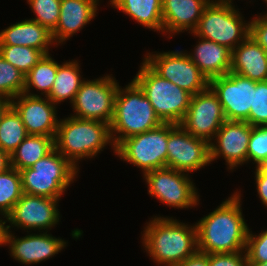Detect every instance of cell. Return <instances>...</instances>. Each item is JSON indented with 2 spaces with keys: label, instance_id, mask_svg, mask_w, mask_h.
Listing matches in <instances>:
<instances>
[{
  "label": "cell",
  "instance_id": "cell-1",
  "mask_svg": "<svg viewBox=\"0 0 267 266\" xmlns=\"http://www.w3.org/2000/svg\"><path fill=\"white\" fill-rule=\"evenodd\" d=\"M241 191L195 223L198 251L207 254L246 250L249 227L242 215Z\"/></svg>",
  "mask_w": 267,
  "mask_h": 266
},
{
  "label": "cell",
  "instance_id": "cell-2",
  "mask_svg": "<svg viewBox=\"0 0 267 266\" xmlns=\"http://www.w3.org/2000/svg\"><path fill=\"white\" fill-rule=\"evenodd\" d=\"M153 218L144 226L141 243L155 263L174 266L198 250L195 224L188 225L173 217Z\"/></svg>",
  "mask_w": 267,
  "mask_h": 266
},
{
  "label": "cell",
  "instance_id": "cell-3",
  "mask_svg": "<svg viewBox=\"0 0 267 266\" xmlns=\"http://www.w3.org/2000/svg\"><path fill=\"white\" fill-rule=\"evenodd\" d=\"M107 144L112 145L115 151L110 125L103 121L79 119L70 115L58 122L55 148L78 169L79 161L96 157Z\"/></svg>",
  "mask_w": 267,
  "mask_h": 266
},
{
  "label": "cell",
  "instance_id": "cell-4",
  "mask_svg": "<svg viewBox=\"0 0 267 266\" xmlns=\"http://www.w3.org/2000/svg\"><path fill=\"white\" fill-rule=\"evenodd\" d=\"M162 124L144 92L133 80L123 89L118 86L110 124L114 147L128 137L153 130Z\"/></svg>",
  "mask_w": 267,
  "mask_h": 266
},
{
  "label": "cell",
  "instance_id": "cell-5",
  "mask_svg": "<svg viewBox=\"0 0 267 266\" xmlns=\"http://www.w3.org/2000/svg\"><path fill=\"white\" fill-rule=\"evenodd\" d=\"M78 172L54 147L31 167L20 170L23 193L60 200Z\"/></svg>",
  "mask_w": 267,
  "mask_h": 266
},
{
  "label": "cell",
  "instance_id": "cell-6",
  "mask_svg": "<svg viewBox=\"0 0 267 266\" xmlns=\"http://www.w3.org/2000/svg\"><path fill=\"white\" fill-rule=\"evenodd\" d=\"M132 80L144 92L163 123H181L188 111L192 94L160 77L144 61Z\"/></svg>",
  "mask_w": 267,
  "mask_h": 266
},
{
  "label": "cell",
  "instance_id": "cell-7",
  "mask_svg": "<svg viewBox=\"0 0 267 266\" xmlns=\"http://www.w3.org/2000/svg\"><path fill=\"white\" fill-rule=\"evenodd\" d=\"M245 22L239 8L211 0L192 33L233 50L250 34V21Z\"/></svg>",
  "mask_w": 267,
  "mask_h": 266
},
{
  "label": "cell",
  "instance_id": "cell-8",
  "mask_svg": "<svg viewBox=\"0 0 267 266\" xmlns=\"http://www.w3.org/2000/svg\"><path fill=\"white\" fill-rule=\"evenodd\" d=\"M168 141V123L128 137L115 147V155L143 171L166 167Z\"/></svg>",
  "mask_w": 267,
  "mask_h": 266
},
{
  "label": "cell",
  "instance_id": "cell-9",
  "mask_svg": "<svg viewBox=\"0 0 267 266\" xmlns=\"http://www.w3.org/2000/svg\"><path fill=\"white\" fill-rule=\"evenodd\" d=\"M118 80L105 75L94 80H85L71 103L74 114L79 119L99 120L111 124L114 116L115 97Z\"/></svg>",
  "mask_w": 267,
  "mask_h": 266
},
{
  "label": "cell",
  "instance_id": "cell-10",
  "mask_svg": "<svg viewBox=\"0 0 267 266\" xmlns=\"http://www.w3.org/2000/svg\"><path fill=\"white\" fill-rule=\"evenodd\" d=\"M143 179L148 185V194L170 208L189 209L200 202L197 187L187 173L165 167L146 172Z\"/></svg>",
  "mask_w": 267,
  "mask_h": 266
},
{
  "label": "cell",
  "instance_id": "cell-11",
  "mask_svg": "<svg viewBox=\"0 0 267 266\" xmlns=\"http://www.w3.org/2000/svg\"><path fill=\"white\" fill-rule=\"evenodd\" d=\"M156 53V54H155ZM143 61L160 77L171 81L192 95L209 87L208 79L183 50L146 53Z\"/></svg>",
  "mask_w": 267,
  "mask_h": 266
},
{
  "label": "cell",
  "instance_id": "cell-12",
  "mask_svg": "<svg viewBox=\"0 0 267 266\" xmlns=\"http://www.w3.org/2000/svg\"><path fill=\"white\" fill-rule=\"evenodd\" d=\"M211 164L209 143L168 123L166 167L189 174Z\"/></svg>",
  "mask_w": 267,
  "mask_h": 266
},
{
  "label": "cell",
  "instance_id": "cell-13",
  "mask_svg": "<svg viewBox=\"0 0 267 266\" xmlns=\"http://www.w3.org/2000/svg\"><path fill=\"white\" fill-rule=\"evenodd\" d=\"M58 202L59 199L23 193L5 218L3 231H10L12 226L27 232H48L47 230H51L60 221ZM6 222L9 225H6Z\"/></svg>",
  "mask_w": 267,
  "mask_h": 266
},
{
  "label": "cell",
  "instance_id": "cell-14",
  "mask_svg": "<svg viewBox=\"0 0 267 266\" xmlns=\"http://www.w3.org/2000/svg\"><path fill=\"white\" fill-rule=\"evenodd\" d=\"M225 121L222 105L208 87L205 91L192 95L188 111L179 125L189 134L210 143Z\"/></svg>",
  "mask_w": 267,
  "mask_h": 266
},
{
  "label": "cell",
  "instance_id": "cell-15",
  "mask_svg": "<svg viewBox=\"0 0 267 266\" xmlns=\"http://www.w3.org/2000/svg\"><path fill=\"white\" fill-rule=\"evenodd\" d=\"M209 87L217 95L226 120L246 121L253 107V80L229 72L209 81Z\"/></svg>",
  "mask_w": 267,
  "mask_h": 266
},
{
  "label": "cell",
  "instance_id": "cell-16",
  "mask_svg": "<svg viewBox=\"0 0 267 266\" xmlns=\"http://www.w3.org/2000/svg\"><path fill=\"white\" fill-rule=\"evenodd\" d=\"M250 135L248 122L226 120L209 143L210 162L222 157L230 171L245 164Z\"/></svg>",
  "mask_w": 267,
  "mask_h": 266
},
{
  "label": "cell",
  "instance_id": "cell-17",
  "mask_svg": "<svg viewBox=\"0 0 267 266\" xmlns=\"http://www.w3.org/2000/svg\"><path fill=\"white\" fill-rule=\"evenodd\" d=\"M12 231H3L2 245L8 246L13 259L21 264H38L52 258L61 252L67 243L62 238H56L46 231L42 233H29L26 236L17 237ZM17 237V238H16Z\"/></svg>",
  "mask_w": 267,
  "mask_h": 266
},
{
  "label": "cell",
  "instance_id": "cell-18",
  "mask_svg": "<svg viewBox=\"0 0 267 266\" xmlns=\"http://www.w3.org/2000/svg\"><path fill=\"white\" fill-rule=\"evenodd\" d=\"M19 113L28 135H43L55 139L59 119L57 105L47 96H31L22 93L11 100Z\"/></svg>",
  "mask_w": 267,
  "mask_h": 266
},
{
  "label": "cell",
  "instance_id": "cell-19",
  "mask_svg": "<svg viewBox=\"0 0 267 266\" xmlns=\"http://www.w3.org/2000/svg\"><path fill=\"white\" fill-rule=\"evenodd\" d=\"M210 1L162 0L163 34L169 35L168 38L188 30L192 34Z\"/></svg>",
  "mask_w": 267,
  "mask_h": 266
},
{
  "label": "cell",
  "instance_id": "cell-20",
  "mask_svg": "<svg viewBox=\"0 0 267 266\" xmlns=\"http://www.w3.org/2000/svg\"><path fill=\"white\" fill-rule=\"evenodd\" d=\"M100 0H61L60 18L52 31L56 45H61L81 31L97 16Z\"/></svg>",
  "mask_w": 267,
  "mask_h": 266
},
{
  "label": "cell",
  "instance_id": "cell-21",
  "mask_svg": "<svg viewBox=\"0 0 267 266\" xmlns=\"http://www.w3.org/2000/svg\"><path fill=\"white\" fill-rule=\"evenodd\" d=\"M230 72L267 81V52L250 36L232 50Z\"/></svg>",
  "mask_w": 267,
  "mask_h": 266
},
{
  "label": "cell",
  "instance_id": "cell-22",
  "mask_svg": "<svg viewBox=\"0 0 267 266\" xmlns=\"http://www.w3.org/2000/svg\"><path fill=\"white\" fill-rule=\"evenodd\" d=\"M198 38V44L194 50L191 53L187 51L186 54L198 66L208 81L229 73L232 50L214 41Z\"/></svg>",
  "mask_w": 267,
  "mask_h": 266
},
{
  "label": "cell",
  "instance_id": "cell-23",
  "mask_svg": "<svg viewBox=\"0 0 267 266\" xmlns=\"http://www.w3.org/2000/svg\"><path fill=\"white\" fill-rule=\"evenodd\" d=\"M0 45L27 46L41 50L46 55L49 54V48L56 44L47 27L25 19L0 31Z\"/></svg>",
  "mask_w": 267,
  "mask_h": 266
},
{
  "label": "cell",
  "instance_id": "cell-24",
  "mask_svg": "<svg viewBox=\"0 0 267 266\" xmlns=\"http://www.w3.org/2000/svg\"><path fill=\"white\" fill-rule=\"evenodd\" d=\"M109 4L144 28L163 33L162 0H110Z\"/></svg>",
  "mask_w": 267,
  "mask_h": 266
},
{
  "label": "cell",
  "instance_id": "cell-25",
  "mask_svg": "<svg viewBox=\"0 0 267 266\" xmlns=\"http://www.w3.org/2000/svg\"><path fill=\"white\" fill-rule=\"evenodd\" d=\"M77 61L72 59L58 66L52 89L47 95L54 104H60L67 99L72 103L80 85L85 81L80 74V64Z\"/></svg>",
  "mask_w": 267,
  "mask_h": 266
},
{
  "label": "cell",
  "instance_id": "cell-26",
  "mask_svg": "<svg viewBox=\"0 0 267 266\" xmlns=\"http://www.w3.org/2000/svg\"><path fill=\"white\" fill-rule=\"evenodd\" d=\"M54 138L43 135H28L10 155L11 166L18 171L31 167L53 148Z\"/></svg>",
  "mask_w": 267,
  "mask_h": 266
},
{
  "label": "cell",
  "instance_id": "cell-27",
  "mask_svg": "<svg viewBox=\"0 0 267 266\" xmlns=\"http://www.w3.org/2000/svg\"><path fill=\"white\" fill-rule=\"evenodd\" d=\"M60 64L53 59L50 54L44 55L41 60L25 75L23 93L38 96L30 90L41 91L40 96H47L56 78L57 69Z\"/></svg>",
  "mask_w": 267,
  "mask_h": 266
},
{
  "label": "cell",
  "instance_id": "cell-28",
  "mask_svg": "<svg viewBox=\"0 0 267 266\" xmlns=\"http://www.w3.org/2000/svg\"><path fill=\"white\" fill-rule=\"evenodd\" d=\"M27 136L19 113L11 105L0 121V149L11 155Z\"/></svg>",
  "mask_w": 267,
  "mask_h": 266
},
{
  "label": "cell",
  "instance_id": "cell-29",
  "mask_svg": "<svg viewBox=\"0 0 267 266\" xmlns=\"http://www.w3.org/2000/svg\"><path fill=\"white\" fill-rule=\"evenodd\" d=\"M22 179L20 171L12 166L0 173V215L6 218L14 205L22 197Z\"/></svg>",
  "mask_w": 267,
  "mask_h": 266
},
{
  "label": "cell",
  "instance_id": "cell-30",
  "mask_svg": "<svg viewBox=\"0 0 267 266\" xmlns=\"http://www.w3.org/2000/svg\"><path fill=\"white\" fill-rule=\"evenodd\" d=\"M0 55L26 75L45 54L27 46L0 45Z\"/></svg>",
  "mask_w": 267,
  "mask_h": 266
},
{
  "label": "cell",
  "instance_id": "cell-31",
  "mask_svg": "<svg viewBox=\"0 0 267 266\" xmlns=\"http://www.w3.org/2000/svg\"><path fill=\"white\" fill-rule=\"evenodd\" d=\"M25 74L0 55V97L12 100L24 91Z\"/></svg>",
  "mask_w": 267,
  "mask_h": 266
},
{
  "label": "cell",
  "instance_id": "cell-32",
  "mask_svg": "<svg viewBox=\"0 0 267 266\" xmlns=\"http://www.w3.org/2000/svg\"><path fill=\"white\" fill-rule=\"evenodd\" d=\"M27 3L36 15L31 20L47 27L52 32L60 18L61 0H27Z\"/></svg>",
  "mask_w": 267,
  "mask_h": 266
},
{
  "label": "cell",
  "instance_id": "cell-33",
  "mask_svg": "<svg viewBox=\"0 0 267 266\" xmlns=\"http://www.w3.org/2000/svg\"><path fill=\"white\" fill-rule=\"evenodd\" d=\"M246 122L251 126H267V81H253V107Z\"/></svg>",
  "mask_w": 267,
  "mask_h": 266
},
{
  "label": "cell",
  "instance_id": "cell-34",
  "mask_svg": "<svg viewBox=\"0 0 267 266\" xmlns=\"http://www.w3.org/2000/svg\"><path fill=\"white\" fill-rule=\"evenodd\" d=\"M251 161L256 167L267 161V126H251L247 163Z\"/></svg>",
  "mask_w": 267,
  "mask_h": 266
},
{
  "label": "cell",
  "instance_id": "cell-35",
  "mask_svg": "<svg viewBox=\"0 0 267 266\" xmlns=\"http://www.w3.org/2000/svg\"><path fill=\"white\" fill-rule=\"evenodd\" d=\"M245 251L248 263H267V229L257 235L249 229Z\"/></svg>",
  "mask_w": 267,
  "mask_h": 266
},
{
  "label": "cell",
  "instance_id": "cell-36",
  "mask_svg": "<svg viewBox=\"0 0 267 266\" xmlns=\"http://www.w3.org/2000/svg\"><path fill=\"white\" fill-rule=\"evenodd\" d=\"M209 266H248L246 251L209 254Z\"/></svg>",
  "mask_w": 267,
  "mask_h": 266
},
{
  "label": "cell",
  "instance_id": "cell-37",
  "mask_svg": "<svg viewBox=\"0 0 267 266\" xmlns=\"http://www.w3.org/2000/svg\"><path fill=\"white\" fill-rule=\"evenodd\" d=\"M261 14L250 20L249 36L267 52V13Z\"/></svg>",
  "mask_w": 267,
  "mask_h": 266
},
{
  "label": "cell",
  "instance_id": "cell-38",
  "mask_svg": "<svg viewBox=\"0 0 267 266\" xmlns=\"http://www.w3.org/2000/svg\"><path fill=\"white\" fill-rule=\"evenodd\" d=\"M256 189L262 204L267 207V172L260 166L255 167Z\"/></svg>",
  "mask_w": 267,
  "mask_h": 266
},
{
  "label": "cell",
  "instance_id": "cell-39",
  "mask_svg": "<svg viewBox=\"0 0 267 266\" xmlns=\"http://www.w3.org/2000/svg\"><path fill=\"white\" fill-rule=\"evenodd\" d=\"M174 266H209V254L197 250L183 262Z\"/></svg>",
  "mask_w": 267,
  "mask_h": 266
},
{
  "label": "cell",
  "instance_id": "cell-40",
  "mask_svg": "<svg viewBox=\"0 0 267 266\" xmlns=\"http://www.w3.org/2000/svg\"><path fill=\"white\" fill-rule=\"evenodd\" d=\"M11 167L10 155L0 149V173L8 170Z\"/></svg>",
  "mask_w": 267,
  "mask_h": 266
},
{
  "label": "cell",
  "instance_id": "cell-41",
  "mask_svg": "<svg viewBox=\"0 0 267 266\" xmlns=\"http://www.w3.org/2000/svg\"><path fill=\"white\" fill-rule=\"evenodd\" d=\"M10 106H11V100L4 97H0V121L2 116Z\"/></svg>",
  "mask_w": 267,
  "mask_h": 266
},
{
  "label": "cell",
  "instance_id": "cell-42",
  "mask_svg": "<svg viewBox=\"0 0 267 266\" xmlns=\"http://www.w3.org/2000/svg\"><path fill=\"white\" fill-rule=\"evenodd\" d=\"M3 229H4V221L0 217V246H2Z\"/></svg>",
  "mask_w": 267,
  "mask_h": 266
},
{
  "label": "cell",
  "instance_id": "cell-43",
  "mask_svg": "<svg viewBox=\"0 0 267 266\" xmlns=\"http://www.w3.org/2000/svg\"><path fill=\"white\" fill-rule=\"evenodd\" d=\"M223 4H227V5H229L230 7H235L234 5H233V0H220Z\"/></svg>",
  "mask_w": 267,
  "mask_h": 266
},
{
  "label": "cell",
  "instance_id": "cell-44",
  "mask_svg": "<svg viewBox=\"0 0 267 266\" xmlns=\"http://www.w3.org/2000/svg\"><path fill=\"white\" fill-rule=\"evenodd\" d=\"M248 266H267V263H248Z\"/></svg>",
  "mask_w": 267,
  "mask_h": 266
},
{
  "label": "cell",
  "instance_id": "cell-45",
  "mask_svg": "<svg viewBox=\"0 0 267 266\" xmlns=\"http://www.w3.org/2000/svg\"><path fill=\"white\" fill-rule=\"evenodd\" d=\"M265 172H267V161L260 166Z\"/></svg>",
  "mask_w": 267,
  "mask_h": 266
}]
</instances>
